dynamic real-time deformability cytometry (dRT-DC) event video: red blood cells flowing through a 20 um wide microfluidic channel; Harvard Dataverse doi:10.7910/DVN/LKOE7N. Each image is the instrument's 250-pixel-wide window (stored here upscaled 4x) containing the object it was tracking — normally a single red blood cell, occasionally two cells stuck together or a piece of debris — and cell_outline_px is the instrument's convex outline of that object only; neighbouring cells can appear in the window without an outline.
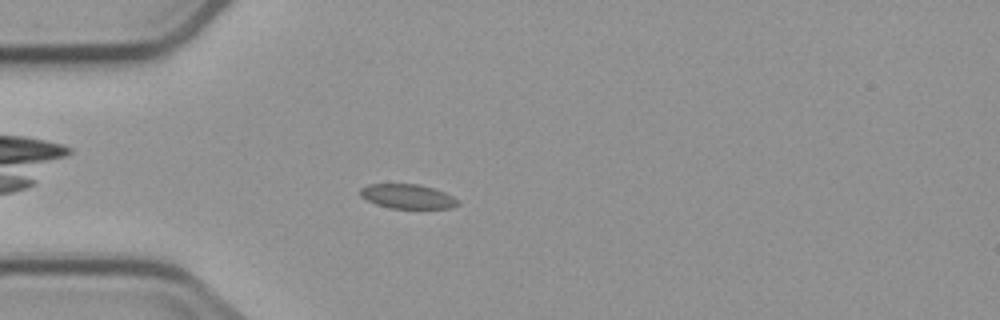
{"species": "common noctule bat (a hibernating species)", "species_latin": "Nyctalus noctula", "temperature_condition": "cold", "stored_images_in_passage": 3, "camera_frame_rate_fps": 3000, "um_per_image_px": 0.085, "animal": {"sex": "male", "body_mass_g": 23.1, "forearm_length_mm": 52.7}, "frame": {"image": 1, "passage_image": 3, "time_ms": 2.333, "image_size_px": [1000, 320], "cell_outline_px": [[460, 204], [452, 208], [392, 208], [376, 204], [360, 196], [360, 188], [368, 184], [420, 184], [444, 192], [452, 196]], "centroid_in_image_um": [34.63, 16.69], "position_along_channel_um": 50.4, "area_um2": 13.76}}